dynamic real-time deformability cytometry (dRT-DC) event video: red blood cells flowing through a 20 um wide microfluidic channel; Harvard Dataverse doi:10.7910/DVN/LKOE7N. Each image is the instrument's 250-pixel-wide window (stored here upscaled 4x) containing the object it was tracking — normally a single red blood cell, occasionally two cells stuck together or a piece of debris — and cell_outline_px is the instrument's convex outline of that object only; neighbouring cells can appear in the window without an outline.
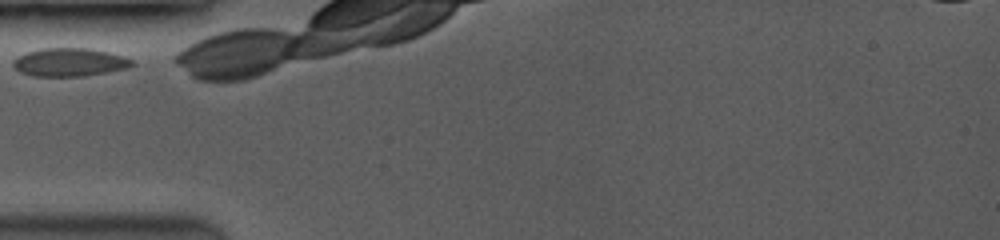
{"species": "common noctule bat (a hibernating species)", "species_latin": "Nyctalus noctula", "temperature_condition": "room temperature", "stored_images_in_passage": 5, "camera_frame_rate_fps": 3500, "um_per_image_px": 0.085, "animal": {"sex": "female", "body_mass_g": 19.0, "forearm_length_mm": 53.3}, "frame": {"image": 1, "passage_image": 1, "time_ms": 0.0, "image_size_px": [1000, 240], "cell_outline_px": [[136, 64], [128, 68], [84, 76], [32, 76], [20, 72], [12, 64], [12, 60], [16, 56], [24, 52], [40, 48], [88, 48], [108, 52], [124, 56], [132, 60]], "centroid_in_image_um": [5.88, 5.28], "position_along_channel_um": 79.1, "area_um2": 19.77}}